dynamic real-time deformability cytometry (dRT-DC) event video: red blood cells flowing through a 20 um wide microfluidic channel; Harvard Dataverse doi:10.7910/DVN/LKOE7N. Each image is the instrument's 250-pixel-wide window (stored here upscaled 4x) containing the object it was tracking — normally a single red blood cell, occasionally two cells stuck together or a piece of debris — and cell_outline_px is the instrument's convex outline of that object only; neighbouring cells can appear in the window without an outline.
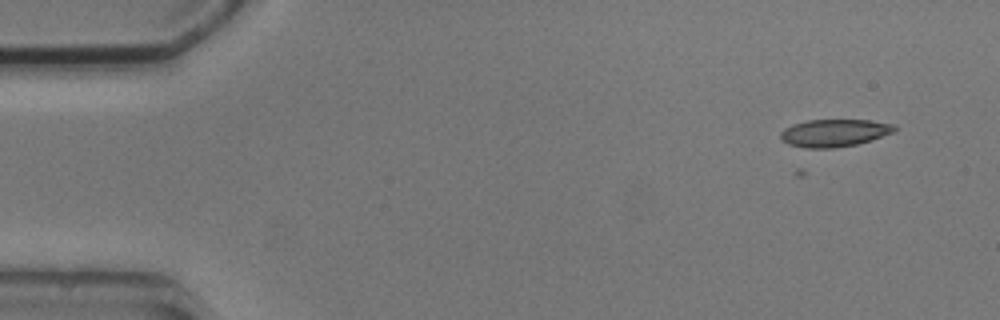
{"species": "common noctule bat (a hibernating species)", "species_latin": "Nyctalus noctula", "temperature_condition": "cold", "stored_images_in_passage": 6, "camera_frame_rate_fps": 3000, "um_per_image_px": 0.085, "animal": {"sex": "male", "body_mass_g": 20.5, "forearm_length_mm": 52.5}, "frame": {"image": 1, "passage_image": 3, "time_ms": 2.333, "image_size_px": [1000, 320], "cell_outline_px": [[896, 132], [856, 144], [832, 148], [804, 148], [788, 144], [780, 136], [780, 132], [784, 128], [792, 124], [808, 120], [868, 120], [896, 124]], "centroid_in_image_um": [70.92, 11.29], "position_along_channel_um": 14.1, "area_um2": 18.26}}
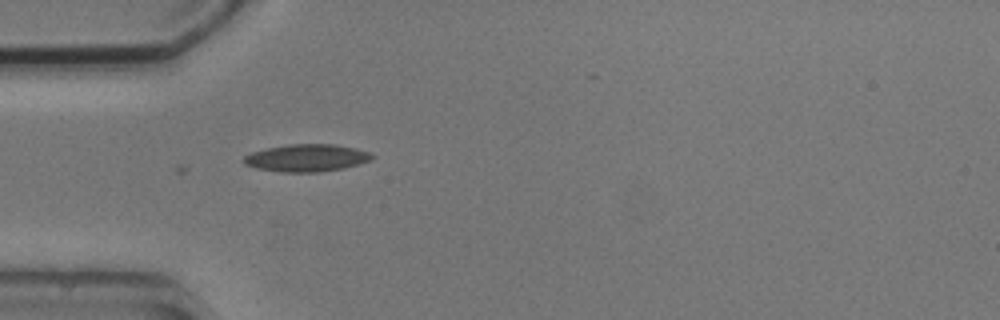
{"frame": {"image": 2, "passage_image": 6, "time_ms": 6.333, "image_size_px": [1000, 320], "cell_outline_px": [[376, 156], [372, 160], [344, 168], [320, 172], [280, 172], [256, 168], [244, 164], [244, 156], [252, 152], [268, 148], [288, 144], [336, 144], [356, 148], [368, 152]], "centroid_in_image_um": [26.09, 13.42], "position_along_channel_um": 58.9, "area_um2": 20.52}}